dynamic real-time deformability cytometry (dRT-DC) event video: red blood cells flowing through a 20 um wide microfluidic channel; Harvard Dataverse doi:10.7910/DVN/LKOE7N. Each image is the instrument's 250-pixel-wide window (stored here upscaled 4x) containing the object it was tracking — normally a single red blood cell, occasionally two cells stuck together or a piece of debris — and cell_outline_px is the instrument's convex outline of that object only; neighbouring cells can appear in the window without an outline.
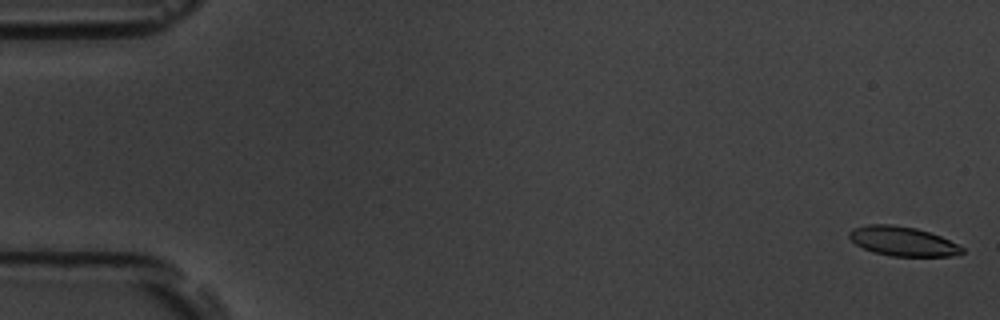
{"species": "common noctule bat (a hibernating species)", "species_latin": "Nyctalus noctula", "temperature_condition": "room temperature", "stored_images_in_passage": 55, "camera_frame_rate_fps": 3000, "um_per_image_px": 0.085, "animal": {"sex": "male", "body_mass_g": 19.5, "forearm_length_mm": 54.6}, "frame": {"image": 1, "passage_image": 1, "time_ms": 0.0, "image_size_px": [1000, 320], "cell_outline_px": [[964, 252], [960, 256], [892, 256], [872, 252], [856, 244], [848, 236], [848, 232], [852, 228], [868, 224], [892, 224], [916, 228], [940, 236], [964, 248]], "centroid_in_image_um": [76.72, 20.51], "position_along_channel_um": 8.3, "area_um2": 19.36}}
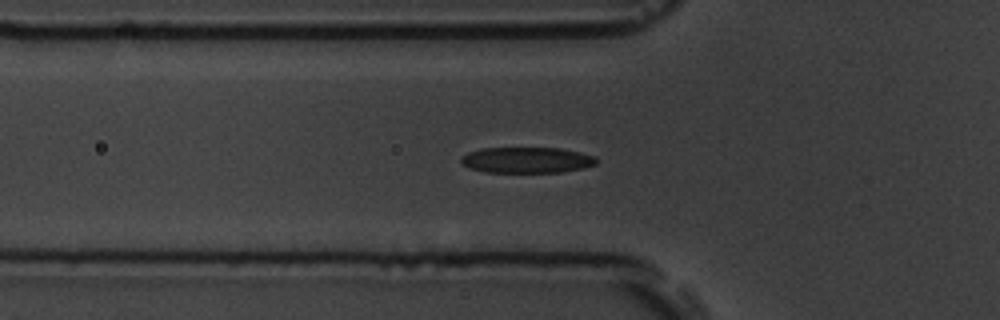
{"frame": {"image": 2, "passage_image": 19, "time_ms": 6.0, "image_size_px": [1000, 320], "cell_outline_px": [[596, 164], [584, 168], [560, 172], [484, 172], [468, 168], [460, 160], [460, 156], [468, 152], [484, 148], [560, 148], [580, 152], [596, 156]], "centroid_in_image_um": [44.77, 13.6], "position_along_channel_um": 81.0, "area_um2": 20.46}}
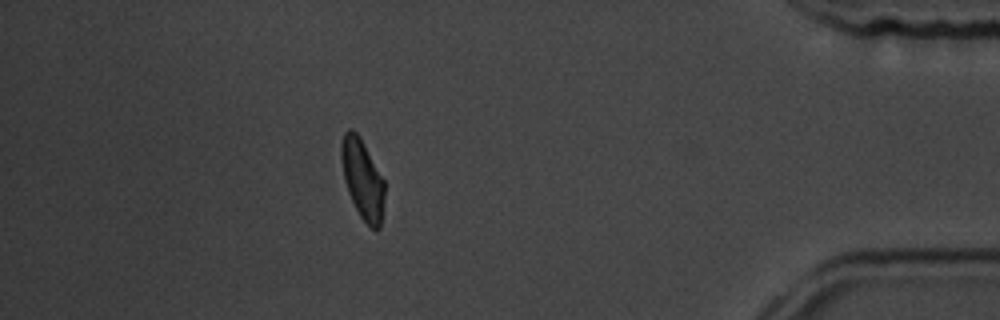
{"frame": {"image": 3, "passage_image": 49, "time_ms": 16.0, "image_size_px": [1000, 320], "cell_outline_px": [[384, 196], [380, 228], [372, 228], [360, 216], [348, 192], [344, 180], [340, 156], [340, 144], [344, 132], [348, 128], [352, 128], [360, 136], [384, 180]], "centroid_in_image_um": [30.78, 15.16], "position_along_channel_um": 404.4, "area_um2": 20.0}, "authors_computed_cell_mechanics": {"area_um2": 20.4034, "velocity_mm_per_s": 3.6881, "shape_relaxation_time_tau1_ms": 2.2683, "shape_relaxation_time_tau2_ms": 2.6738, "deformation_change_tau1": 0.1213, "deformation_change_tau2": 0.1004}}